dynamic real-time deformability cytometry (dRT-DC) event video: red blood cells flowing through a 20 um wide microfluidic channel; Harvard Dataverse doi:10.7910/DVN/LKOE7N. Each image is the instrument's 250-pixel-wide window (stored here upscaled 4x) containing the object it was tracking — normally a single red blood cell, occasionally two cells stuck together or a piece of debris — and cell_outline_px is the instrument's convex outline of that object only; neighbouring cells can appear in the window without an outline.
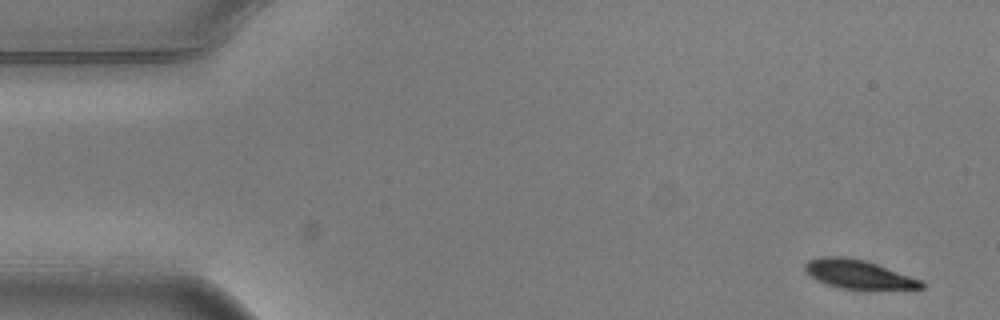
{"species": "common noctule bat (a hibernating species)", "species_latin": "Nyctalus noctula", "temperature_condition": "warm", "stored_images_in_passage": 4, "camera_frame_rate_fps": 3000, "um_per_image_px": 0.085, "animal": {"sex": "male", "body_mass_g": 20.5, "forearm_length_mm": 52.5}, "frame": {"image": 1, "passage_image": 1, "time_ms": 0.0, "image_size_px": [1000, 320], "cell_outline_px": [[924, 288], [868, 292], [840, 288], [816, 280], [804, 268], [804, 264], [808, 260], [820, 256], [844, 256], [864, 260], [876, 264], [920, 280], [924, 284]], "centroid_in_image_um": [72.99, 23.36], "position_along_channel_um": 12.0, "area_um2": 20.06}}
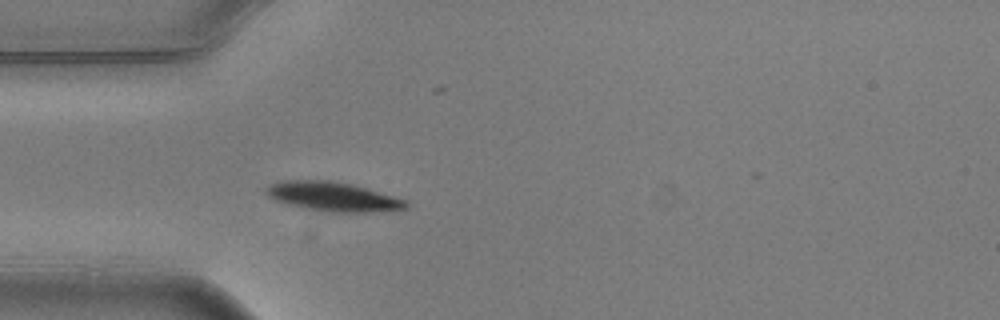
{"frame": {"image": 2, "passage_image": 4, "time_ms": 1.0, "image_size_px": [1000, 320], "cell_outline_px": [[408, 208], [376, 212], [320, 212], [288, 204], [276, 200], [268, 196], [264, 192], [264, 188], [268, 184], [276, 180], [332, 180], [352, 184], [408, 200]], "centroid_in_image_um": [28.26, 16.71], "position_along_channel_um": 56.7, "area_um2": 24.28}}